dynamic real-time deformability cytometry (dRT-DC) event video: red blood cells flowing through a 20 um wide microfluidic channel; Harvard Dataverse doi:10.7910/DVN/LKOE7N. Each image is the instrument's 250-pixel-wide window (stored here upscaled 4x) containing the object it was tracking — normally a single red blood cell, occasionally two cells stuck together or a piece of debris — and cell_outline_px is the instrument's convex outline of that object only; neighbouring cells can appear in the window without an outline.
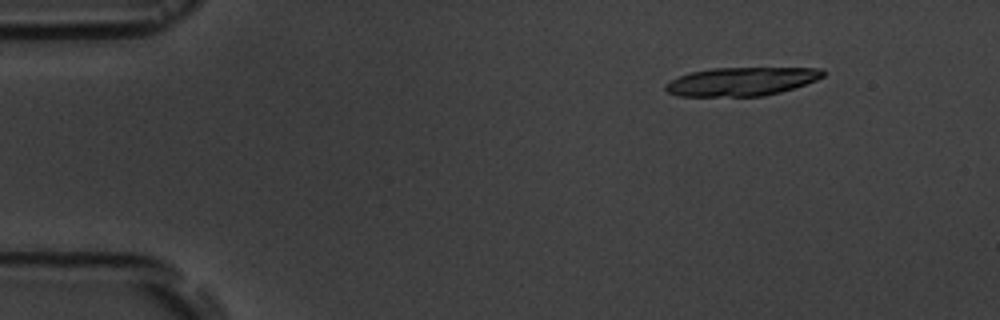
{"species": "common noctule bat (a hibernating species)", "species_latin": "Nyctalus noctula", "temperature_condition": "room temperature", "stored_images_in_passage": 5, "camera_frame_rate_fps": 3000, "um_per_image_px": 0.085, "animal": {"sex": "male", "body_mass_g": 19.5, "forearm_length_mm": 54.6}, "frame": {"image": 1, "passage_image": 2, "time_ms": 1.333, "image_size_px": [1000, 320], "cell_outline_px": [[824, 76], [816, 80], [780, 92], [764, 96], [676, 96], [668, 92], [664, 88], [664, 84], [680, 76], [692, 72], [712, 68], [820, 68], [824, 72]], "centroid_in_image_um": [63.0, 6.93], "position_along_channel_um": 22.0, "area_um2": 25.95}}
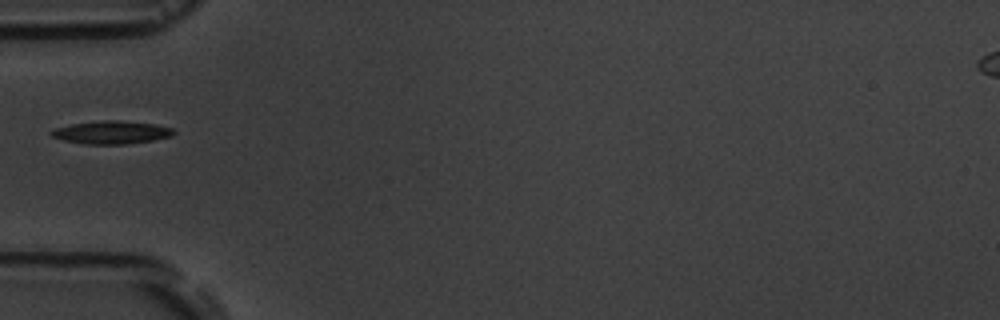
{"frame": {"image": 2, "passage_image": 5, "time_ms": 5.333, "image_size_px": [1000, 320], "cell_outline_px": [[176, 132], [172, 136], [152, 140], [128, 144], [84, 144], [64, 140], [52, 136], [48, 132], [56, 128], [72, 124], [104, 120], [116, 120], [156, 124], [172, 128]], "centroid_in_image_um": [9.49, 11.25], "position_along_channel_um": 75.5, "area_um2": 16.3}}